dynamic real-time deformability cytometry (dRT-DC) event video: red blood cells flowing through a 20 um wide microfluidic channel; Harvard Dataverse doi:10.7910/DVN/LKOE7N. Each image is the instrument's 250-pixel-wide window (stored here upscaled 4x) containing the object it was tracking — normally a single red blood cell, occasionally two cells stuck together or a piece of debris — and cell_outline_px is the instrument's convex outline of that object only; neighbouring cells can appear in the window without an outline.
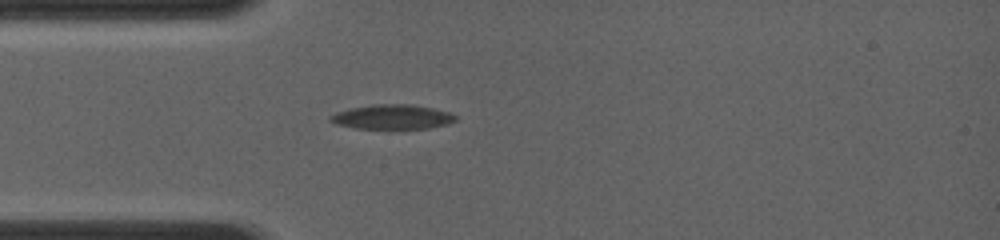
{"species": "common noctule bat (a hibernating species)", "species_latin": "Nyctalus noctula", "temperature_condition": "room temperature", "stored_images_in_passage": 13, "camera_frame_rate_fps": 4000, "um_per_image_px": 0.085, "animal": {"sex": "female", "body_mass_g": 19.0, "forearm_length_mm": 56.7}, "frame": {"image": 1, "passage_image": 1, "time_ms": 0.0, "image_size_px": [1000, 240], "cell_outline_px": [[456, 120], [448, 124], [428, 128], [356, 128], [336, 124], [328, 120], [328, 116], [336, 112], [352, 108], [372, 104], [412, 104], [432, 108], [448, 112], [456, 116]], "centroid_in_image_um": [33.32, 9.93], "position_along_channel_um": 51.7, "area_um2": 17.8}}
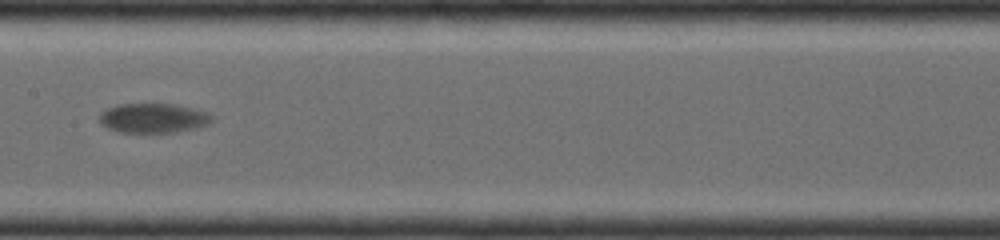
{"frame": {"image": 2, "passage_image": 10, "time_ms": 3.5, "image_size_px": [1000, 240], "cell_outline_px": [[212, 120], [208, 124], [192, 128], [172, 132], [120, 132], [108, 128], [100, 124], [100, 112], [108, 108], [120, 104], [172, 104], [192, 108], [204, 112], [212, 116]], "centroid_in_image_um": [12.97, 10.03], "position_along_channel_um": 194.4, "area_um2": 18.96}}
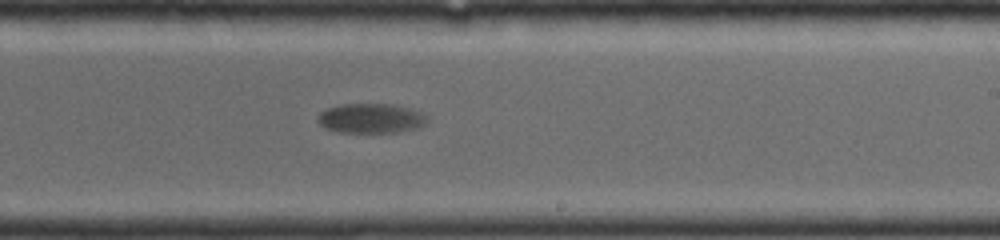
{"frame": {"image": 3, "passage_image": 13, "time_ms": 5.0, "image_size_px": [1000, 240], "cell_outline_px": [[428, 120], [420, 128], [400, 132], [336, 132], [324, 128], [316, 120], [320, 112], [328, 108], [340, 104], [392, 104], [408, 108], [420, 112]], "centroid_in_image_um": [31.5, 10.07], "position_along_channel_um": 257.5, "area_um2": 18.96}}